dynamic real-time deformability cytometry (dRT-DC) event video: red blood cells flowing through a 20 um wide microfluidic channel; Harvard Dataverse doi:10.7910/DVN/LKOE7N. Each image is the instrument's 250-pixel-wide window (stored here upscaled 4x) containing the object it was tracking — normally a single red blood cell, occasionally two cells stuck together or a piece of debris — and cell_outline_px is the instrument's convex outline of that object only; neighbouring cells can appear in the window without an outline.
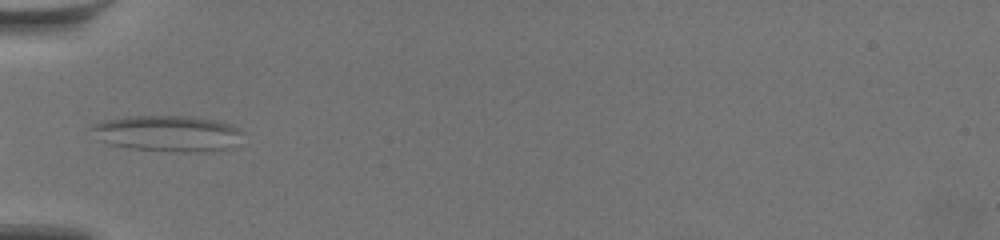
{"species": "common noctule bat (a hibernating species)", "species_latin": "Nyctalus noctula", "temperature_condition": "warm", "stored_images_in_passage": 3, "camera_frame_rate_fps": 3000, "um_per_image_px": 0.085, "animal": {"sex": "female", "body_mass_g": 19.5, "forearm_length_mm": 54.1}, "frame": {"image": 1, "passage_image": 1, "time_ms": 0.0, "image_size_px": [1000, 240], "cell_outline_px": [[244, 132], [232, 148], [212, 152], [176, 152], [128, 148], [108, 144], [96, 140], [88, 128], [92, 124], [104, 120], [124, 116], [188, 116], [216, 120], [232, 124]], "centroid_in_image_um": [14.21, 11.35], "position_along_channel_um": 70.8, "area_um2": 32.54}}